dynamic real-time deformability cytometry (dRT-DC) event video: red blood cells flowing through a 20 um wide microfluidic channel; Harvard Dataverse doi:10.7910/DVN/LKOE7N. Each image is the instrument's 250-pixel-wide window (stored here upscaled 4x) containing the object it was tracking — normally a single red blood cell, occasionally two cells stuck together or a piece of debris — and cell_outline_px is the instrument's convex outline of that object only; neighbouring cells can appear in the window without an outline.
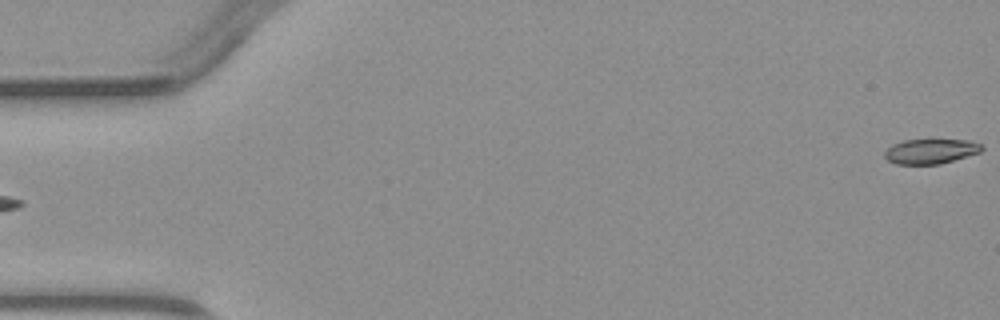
{"species": "common noctule bat (a hibernating species)", "species_latin": "Nyctalus noctula", "temperature_condition": "warm", "stored_images_in_passage": 4, "segment_of_instrument_passage": [2, 2], "camera_frame_rate_fps": 3000, "um_per_image_px": 0.085, "animal": {"sex": "male", "body_mass_g": 23.1, "forearm_length_mm": 52.7}, "frame": {"image": 1, "passage_image": 4, "time_ms": 4.667, "image_size_px": [1000, 320], "cell_outline_px": [[984, 148], [980, 152], [940, 164], [896, 164], [888, 160], [884, 156], [884, 152], [892, 144], [904, 140], [968, 140], [984, 144]], "centroid_in_image_um": [79.12, 12.85], "position_along_channel_um": 5.9, "area_um2": 14.05}}